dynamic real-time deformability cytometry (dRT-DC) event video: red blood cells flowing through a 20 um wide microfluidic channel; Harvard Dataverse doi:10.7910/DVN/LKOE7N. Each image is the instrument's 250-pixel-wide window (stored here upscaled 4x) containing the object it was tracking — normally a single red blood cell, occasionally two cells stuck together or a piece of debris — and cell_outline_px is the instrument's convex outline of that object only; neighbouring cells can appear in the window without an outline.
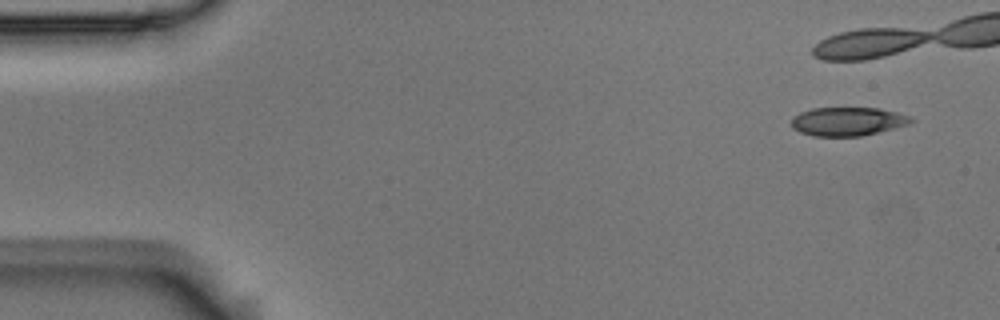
{"species": "Egyptian fruit bat (a non-hibernating species)", "species_latin": "Rousettus aegyptiacus", "temperature_condition": "room temperature", "stored_images_in_passage": 5, "camera_frame_rate_fps": 3000, "um_per_image_px": 0.085, "animal": {"sex": "male"}, "frame": {"image": 1, "passage_image": 1, "time_ms": 0.0, "image_size_px": [1000, 320], "cell_outline_px": [[916, 120], [912, 124], [860, 136], [812, 136], [800, 132], [792, 128], [792, 120], [800, 112], [812, 108], [880, 108], [912, 116]], "centroid_in_image_um": [72.11, 10.32], "position_along_channel_um": 12.9, "area_um2": 20.06}}